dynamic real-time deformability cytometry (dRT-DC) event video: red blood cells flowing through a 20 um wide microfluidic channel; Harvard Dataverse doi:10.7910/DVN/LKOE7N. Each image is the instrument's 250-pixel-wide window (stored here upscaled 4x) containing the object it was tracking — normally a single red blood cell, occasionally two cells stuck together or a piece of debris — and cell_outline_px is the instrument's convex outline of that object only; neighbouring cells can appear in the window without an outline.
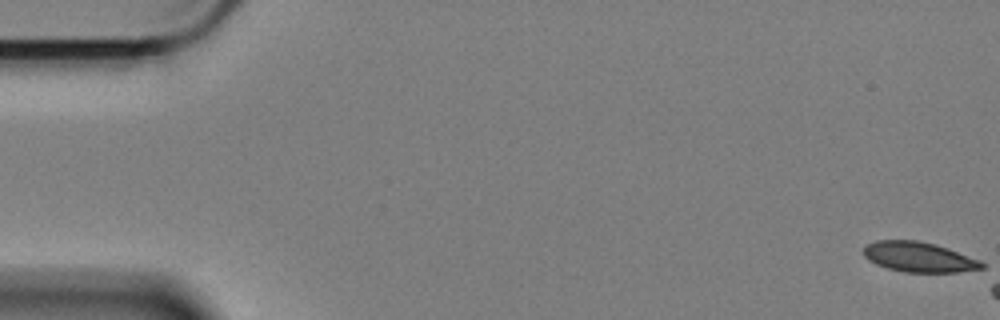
{"species": "Egyptian fruit bat (a non-hibernating species)", "species_latin": "Rousettus aegyptiacus", "temperature_condition": "cold", "stored_images_in_passage": 7, "camera_frame_rate_fps": 3000, "um_per_image_px": 0.085, "animal": {"sex": "female"}, "frame": {"image": 1, "passage_image": 1, "time_ms": 0.0, "image_size_px": [1000, 320], "cell_outline_px": [[984, 268], [956, 272], [904, 272], [888, 268], [876, 264], [868, 260], [864, 256], [864, 248], [868, 244], [876, 240], [916, 240], [936, 244], [948, 248], [980, 260], [984, 264]], "centroid_in_image_um": [78.1, 21.84], "position_along_channel_um": 6.9, "area_um2": 20.63}}